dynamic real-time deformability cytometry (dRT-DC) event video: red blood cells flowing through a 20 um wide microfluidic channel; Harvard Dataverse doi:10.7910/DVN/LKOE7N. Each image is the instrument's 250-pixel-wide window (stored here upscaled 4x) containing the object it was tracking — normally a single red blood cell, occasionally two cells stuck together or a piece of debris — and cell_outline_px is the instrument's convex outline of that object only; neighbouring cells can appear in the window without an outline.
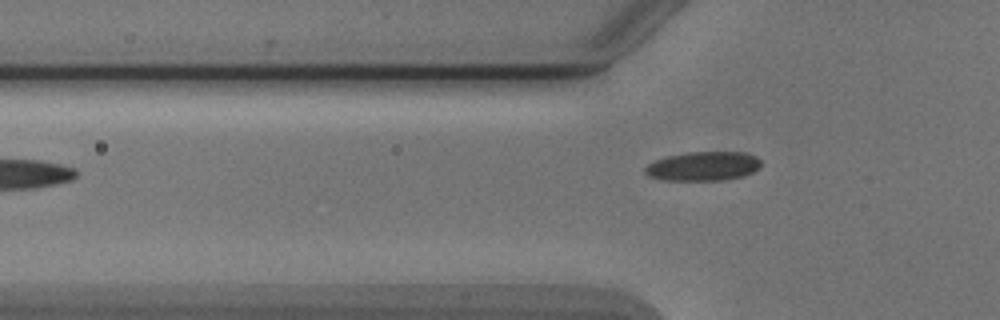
{"species": "Egyptian fruit bat (a non-hibernating species)", "species_latin": "Rousettus aegyptiacus", "temperature_condition": "cold", "stored_images_in_passage": 5, "camera_frame_rate_fps": 3000, "um_per_image_px": 0.085, "animal": {"sex": "male"}, "frame": {"image": 1, "passage_image": 5, "time_ms": 4.667, "image_size_px": [1000, 320], "cell_outline_px": [[760, 168], [744, 176], [724, 180], [664, 180], [648, 176], [644, 172], [644, 168], [648, 164], [656, 160], [668, 156], [688, 152], [744, 152], [756, 156], [760, 160]], "centroid_in_image_um": [59.78, 14.13], "position_along_channel_um": 66.0, "area_um2": 19.71}}